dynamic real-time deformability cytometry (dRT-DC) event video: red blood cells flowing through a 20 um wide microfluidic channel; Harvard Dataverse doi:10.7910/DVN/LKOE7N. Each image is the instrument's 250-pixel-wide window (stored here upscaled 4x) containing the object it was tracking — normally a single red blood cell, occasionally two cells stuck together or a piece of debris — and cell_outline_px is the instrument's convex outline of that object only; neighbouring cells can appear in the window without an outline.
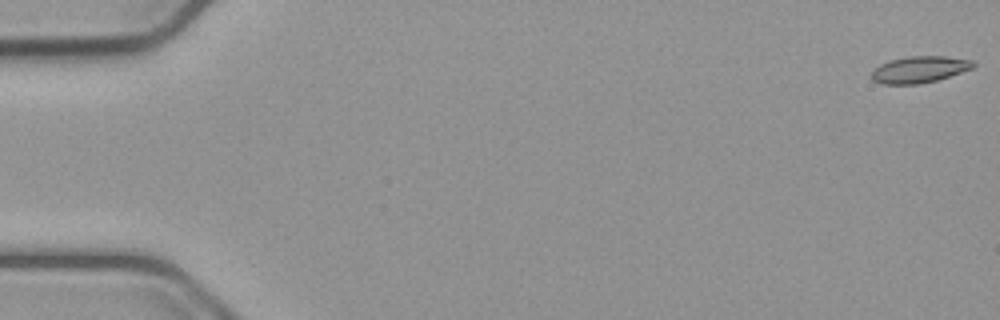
{"species": "common noctule bat (a hibernating species)", "species_latin": "Nyctalus noctula", "temperature_condition": "cold", "stored_images_in_passage": 55, "camera_frame_rate_fps": 3000, "um_per_image_px": 0.085, "animal": {"sex": "male", "body_mass_g": 23.1, "forearm_length_mm": 52.7}, "frame": {"image": 1, "passage_image": 1, "time_ms": 0.0, "image_size_px": [1000, 320], "cell_outline_px": [[976, 64], [972, 68], [936, 80], [920, 84], [880, 84], [872, 80], [872, 72], [880, 64], [892, 60], [908, 56], [944, 56], [972, 60]], "centroid_in_image_um": [78.14, 5.91], "position_along_channel_um": 6.9, "area_um2": 15.55}}
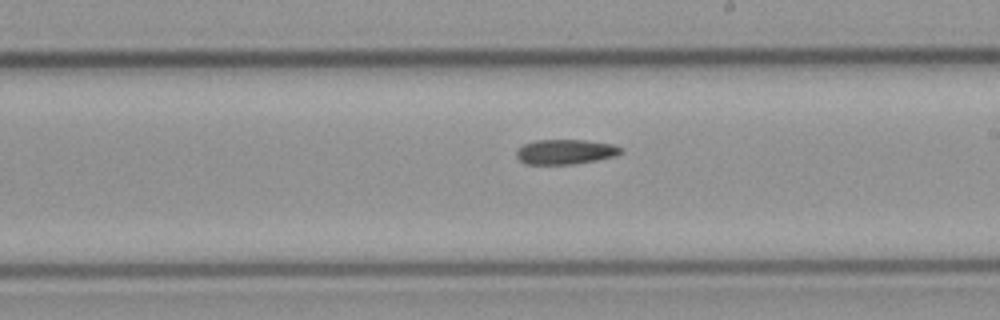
{"frame": {"image": 2, "passage_image": 32, "time_ms": 10.333, "image_size_px": [1000, 320], "cell_outline_px": [[624, 152], [616, 156], [596, 160], [572, 164], [524, 164], [516, 156], [516, 148], [524, 144], [536, 140], [584, 140], [616, 144], [624, 148]], "centroid_in_image_um": [48.09, 12.89], "position_along_channel_um": 240.9, "area_um2": 15.37}}
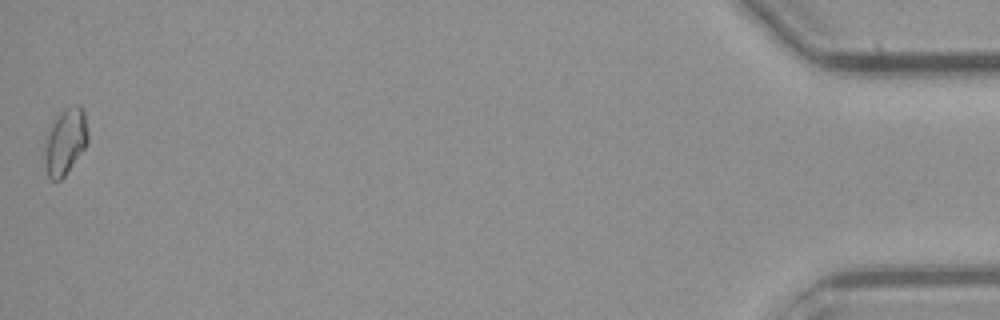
{"frame": {"image": 3, "passage_image": 55, "time_ms": 18.0, "image_size_px": [1000, 320], "cell_outline_px": [[88, 140], [84, 148], [64, 176], [60, 180], [52, 180], [48, 176], [44, 168], [44, 148], [52, 120], [64, 108], [76, 104], [80, 104], [84, 112], [88, 132]], "centroid_in_image_um": [5.53, 12.01], "position_along_channel_um": 429.7, "area_um2": 16.76}}